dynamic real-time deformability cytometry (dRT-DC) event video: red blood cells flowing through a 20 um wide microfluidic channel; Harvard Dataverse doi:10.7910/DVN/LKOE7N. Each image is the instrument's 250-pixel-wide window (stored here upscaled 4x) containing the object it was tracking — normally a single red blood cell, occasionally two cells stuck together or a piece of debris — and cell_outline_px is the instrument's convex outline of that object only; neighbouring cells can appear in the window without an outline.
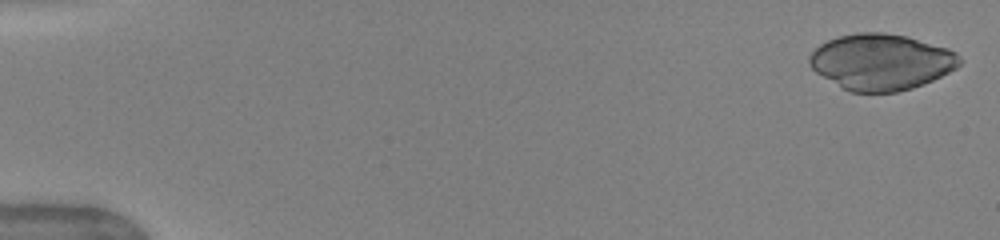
{"species": "human", "species_latin": "Homo sapiens", "temperature_condition": "warm", "stored_images_in_passage": 12, "camera_frame_rate_fps": 3000, "um_per_image_px": 0.085, "donor": {"sex": "female"}, "frame": {"image": 1, "passage_image": 1, "time_ms": 0.0, "image_size_px": [1000, 240], "cell_outline_px": [[960, 64], [956, 68], [932, 80], [912, 88], [896, 92], [848, 92], [816, 72], [812, 68], [808, 60], [808, 56], [820, 44], [828, 40], [840, 36], [856, 32], [884, 32], [908, 36], [948, 48], [956, 52], [960, 56]], "centroid_in_image_um": [74.89, 5.25], "position_along_channel_um": 10.1, "area_um2": 49.07}}
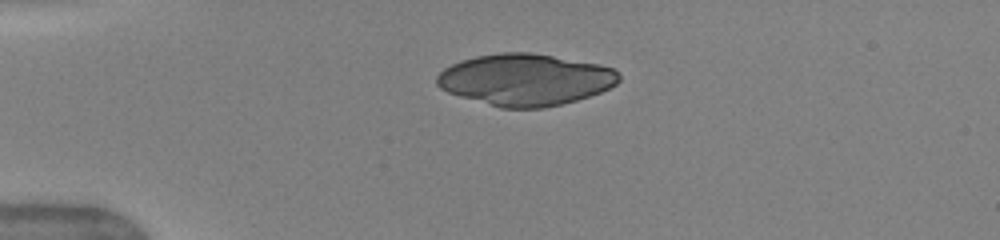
{"frame": {"image": 2, "passage_image": 7, "time_ms": 3.667, "image_size_px": [1000, 240], "cell_outline_px": [[620, 80], [616, 84], [600, 92], [576, 100], [544, 108], [500, 108], [460, 96], [448, 92], [440, 88], [436, 84], [436, 76], [444, 68], [460, 60], [476, 56], [500, 52], [532, 52], [600, 64], [612, 68], [620, 76]], "centroid_in_image_um": [44.63, 6.76], "position_along_channel_um": 40.4, "area_um2": 54.85}}